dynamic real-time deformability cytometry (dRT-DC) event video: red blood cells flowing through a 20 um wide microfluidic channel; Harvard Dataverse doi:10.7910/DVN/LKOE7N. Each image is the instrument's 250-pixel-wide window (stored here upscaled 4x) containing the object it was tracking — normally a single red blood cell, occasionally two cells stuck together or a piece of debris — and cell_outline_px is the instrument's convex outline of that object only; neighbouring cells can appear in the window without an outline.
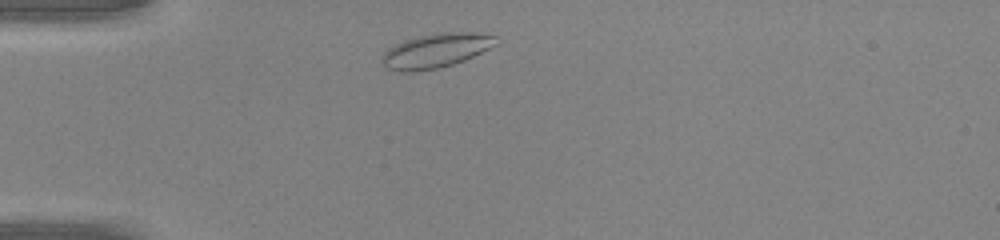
{"species": "common noctule bat (a hibernating species)", "species_latin": "Nyctalus noctula", "temperature_condition": "warm", "stored_images_in_passage": 29, "camera_frame_rate_fps": 3000, "um_per_image_px": 0.085, "animal": {"sex": "male", "body_mass_g": 20.0, "forearm_length_mm": 53.3}, "frame": {"image": 1, "passage_image": 2, "time_ms": 0.333, "image_size_px": [1000, 240], "cell_outline_px": [[500, 44], [464, 60], [440, 68], [416, 72], [400, 72], [388, 68], [380, 60], [380, 56], [388, 48], [404, 40], [416, 36], [440, 32], [476, 32], [496, 36]], "centroid_in_image_um": [37.06, 4.3], "position_along_channel_um": 47.9, "area_um2": 23.18}}
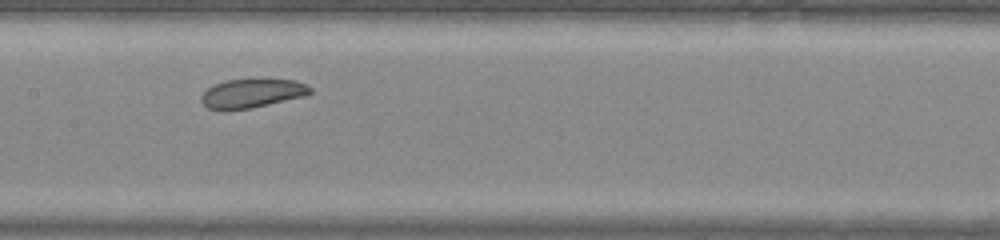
{"frame": {"image": 2, "passage_image": 13, "time_ms": 4.0, "image_size_px": [1000, 240], "cell_outline_px": [[312, 92], [308, 96], [252, 108], [224, 112], [220, 112], [208, 108], [200, 100], [200, 96], [208, 88], [216, 84], [228, 80], [292, 80], [308, 84], [312, 88]], "centroid_in_image_um": [21.43, 7.98], "position_along_channel_um": 186.0, "area_um2": 18.67}}
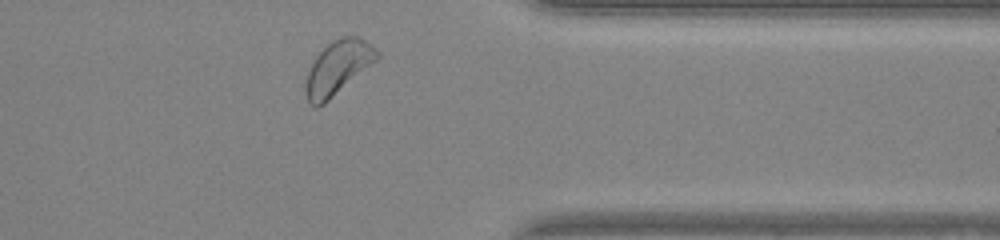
{"frame": {"image": 3, "passage_image": 27, "time_ms": 8.667, "image_size_px": [1000, 240], "cell_outline_px": [[380, 56], [376, 60], [324, 104], [316, 108], [308, 104], [304, 92], [304, 84], [308, 72], [316, 56], [332, 40], [340, 36], [356, 36], [372, 44], [380, 52]], "centroid_in_image_um": [28.69, 5.76], "position_along_channel_um": 382.7, "area_um2": 22.31}}